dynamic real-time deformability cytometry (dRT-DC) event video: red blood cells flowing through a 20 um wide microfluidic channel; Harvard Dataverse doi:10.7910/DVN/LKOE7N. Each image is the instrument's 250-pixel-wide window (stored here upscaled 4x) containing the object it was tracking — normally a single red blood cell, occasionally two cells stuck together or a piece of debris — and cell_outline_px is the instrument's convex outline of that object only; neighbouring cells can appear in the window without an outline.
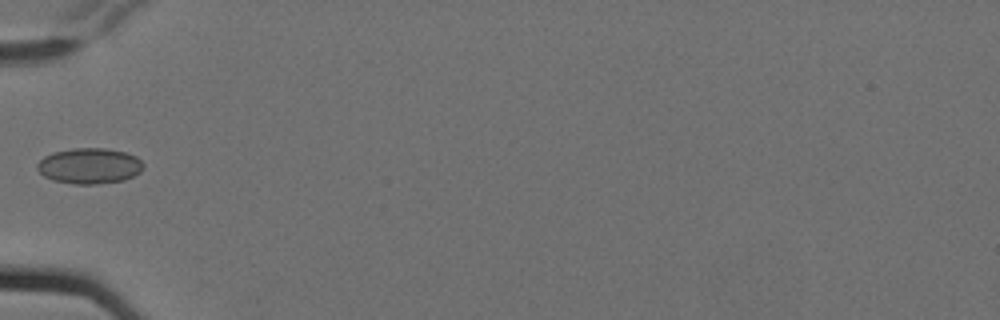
{"species": "Egyptian fruit bat (a non-hibernating species)", "species_latin": "Rousettus aegyptiacus", "temperature_condition": "cold", "stored_images_in_passage": 5, "camera_frame_rate_fps": 3000, "um_per_image_px": 0.085, "animal": {"sex": "female"}, "frame": {"image": 1, "passage_image": 5, "time_ms": 1.333, "image_size_px": [1000, 320], "cell_outline_px": [[144, 168], [140, 172], [124, 180], [96, 184], [72, 184], [52, 180], [44, 176], [36, 168], [36, 164], [44, 156], [52, 152], [72, 148], [104, 148], [124, 152], [136, 156], [144, 164]], "centroid_in_image_um": [7.58, 14.1], "position_along_channel_um": 77.4, "area_um2": 22.2}}